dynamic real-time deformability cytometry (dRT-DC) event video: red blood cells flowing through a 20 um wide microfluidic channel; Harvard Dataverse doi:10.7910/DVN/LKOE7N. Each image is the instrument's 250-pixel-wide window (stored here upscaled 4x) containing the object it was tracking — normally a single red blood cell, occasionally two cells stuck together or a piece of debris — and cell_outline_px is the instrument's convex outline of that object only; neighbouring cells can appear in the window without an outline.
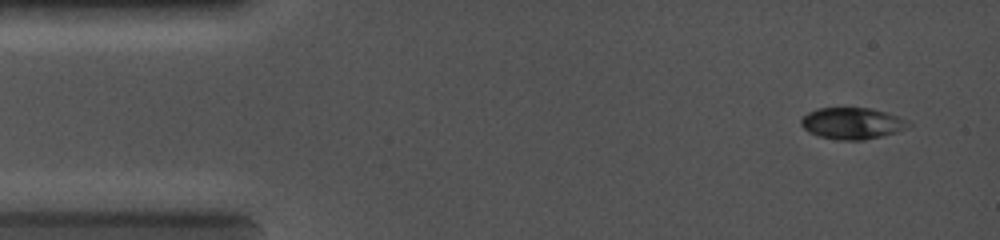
{"species": "common noctule bat (a hibernating species)", "species_latin": "Nyctalus noctula", "temperature_condition": "cold", "stored_images_in_passage": 2, "camera_frame_rate_fps": 5000, "um_per_image_px": 0.085, "animal": {"sex": "female", "body_mass_g": 19.0, "forearm_length_mm": 56.7}, "frame": {"image": 1, "passage_image": 2, "time_ms": 1.2, "image_size_px": [1000, 240], "cell_outline_px": [[912, 124], [908, 128], [896, 132], [864, 140], [840, 140], [820, 136], [808, 132], [800, 124], [800, 120], [808, 112], [816, 108], [872, 108], [908, 120]], "centroid_in_image_um": [72.43, 10.48], "position_along_channel_um": 12.6, "area_um2": 19.65}}